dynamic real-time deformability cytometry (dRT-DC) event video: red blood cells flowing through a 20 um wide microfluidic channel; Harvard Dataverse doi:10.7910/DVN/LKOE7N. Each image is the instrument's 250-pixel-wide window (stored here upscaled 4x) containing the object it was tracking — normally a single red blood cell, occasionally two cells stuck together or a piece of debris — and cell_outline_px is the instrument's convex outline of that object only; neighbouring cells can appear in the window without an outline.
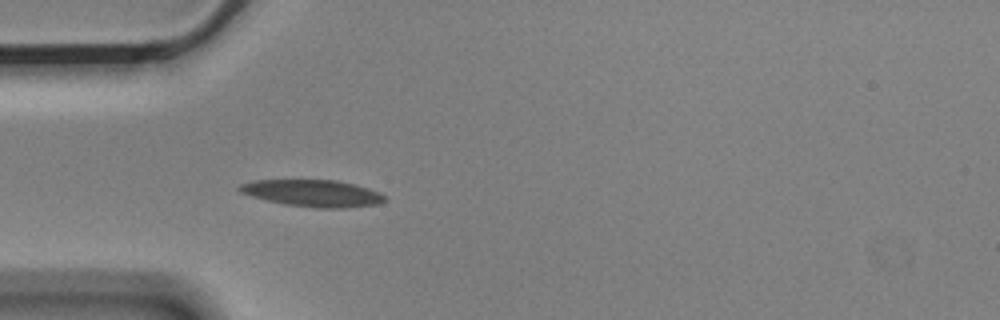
{"species": "Egyptian fruit bat (a non-hibernating species)", "species_latin": "Rousettus aegyptiacus", "temperature_condition": "cold", "stored_images_in_passage": 4, "camera_frame_rate_fps": 3000, "um_per_image_px": 0.085, "animal": {"sex": "male"}, "frame": {"image": 1, "passage_image": 4, "time_ms": 1.0, "image_size_px": [1000, 320], "cell_outline_px": [[384, 200], [376, 204], [348, 208], [316, 208], [284, 204], [252, 196], [240, 192], [236, 188], [240, 184], [256, 180], [336, 180], [356, 184], [368, 188], [384, 196]], "centroid_in_image_um": [26.55, 16.42], "position_along_channel_um": 58.4, "area_um2": 22.54}}